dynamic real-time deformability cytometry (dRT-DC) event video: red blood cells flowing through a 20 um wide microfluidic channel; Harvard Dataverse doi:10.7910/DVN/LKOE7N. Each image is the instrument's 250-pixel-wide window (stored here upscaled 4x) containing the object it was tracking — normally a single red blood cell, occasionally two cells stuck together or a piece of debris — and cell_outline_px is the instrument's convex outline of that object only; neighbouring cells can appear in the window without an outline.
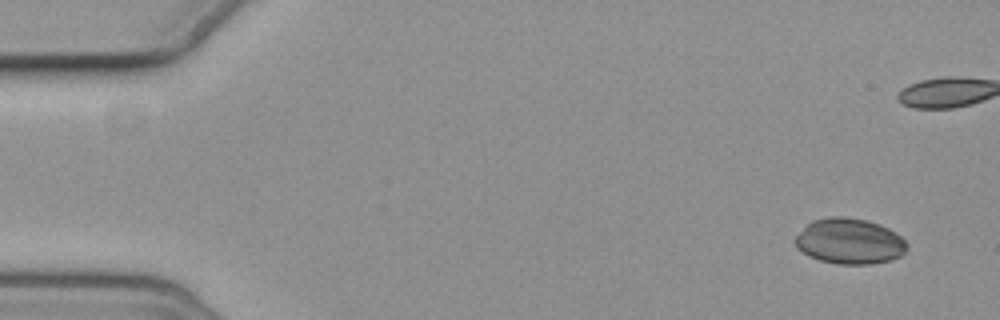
{"species": "common noctule bat (a hibernating species)", "species_latin": "Nyctalus noctula", "temperature_condition": "cold", "stored_images_in_passage": 5, "camera_frame_rate_fps": 3000, "um_per_image_px": 0.085, "animal": {"sex": "female", "body_mass_g": 19.3, "forearm_length_mm": 54.1}, "frame": {"image": 1, "passage_image": 1, "time_ms": 0.0, "image_size_px": [1000, 320], "cell_outline_px": [[908, 248], [900, 256], [892, 260], [872, 264], [836, 264], [820, 260], [808, 256], [796, 248], [792, 240], [812, 220], [832, 216], [844, 216], [864, 220], [880, 224], [896, 232], [908, 244]], "centroid_in_image_um": [72.2, 20.51], "position_along_channel_um": 12.8, "area_um2": 29.94}}